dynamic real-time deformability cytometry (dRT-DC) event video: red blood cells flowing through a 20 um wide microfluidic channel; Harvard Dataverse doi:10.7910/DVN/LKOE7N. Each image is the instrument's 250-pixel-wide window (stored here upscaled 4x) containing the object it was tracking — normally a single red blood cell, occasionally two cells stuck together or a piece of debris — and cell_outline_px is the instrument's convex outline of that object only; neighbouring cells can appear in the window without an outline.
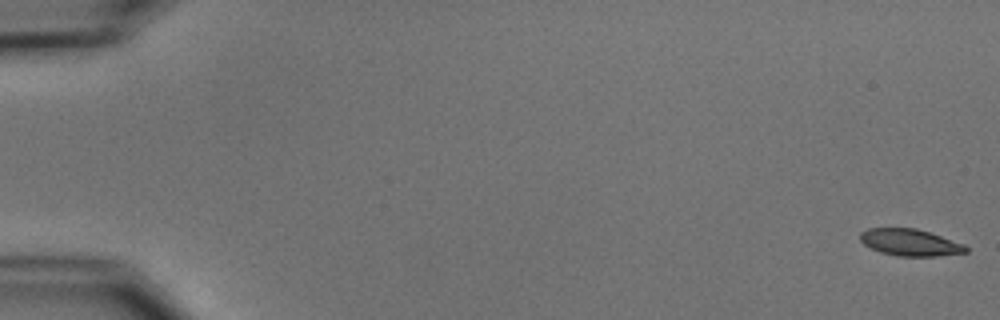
{"species": "common noctule bat (a hibernating species)", "species_latin": "Nyctalus noctula", "temperature_condition": "cold", "stored_images_in_passage": 54, "camera_frame_rate_fps": 3000, "um_per_image_px": 0.085, "animal": {"sex": "male", "body_mass_g": 15.6}, "frame": {"image": 1, "passage_image": 1, "time_ms": 0.0, "image_size_px": [1000, 320], "cell_outline_px": [[968, 252], [936, 256], [896, 256], [880, 252], [864, 244], [860, 240], [860, 232], [868, 228], [916, 228], [964, 244], [968, 248]], "centroid_in_image_um": [77.34, 20.61], "position_along_channel_um": 7.7, "area_um2": 16.42}}
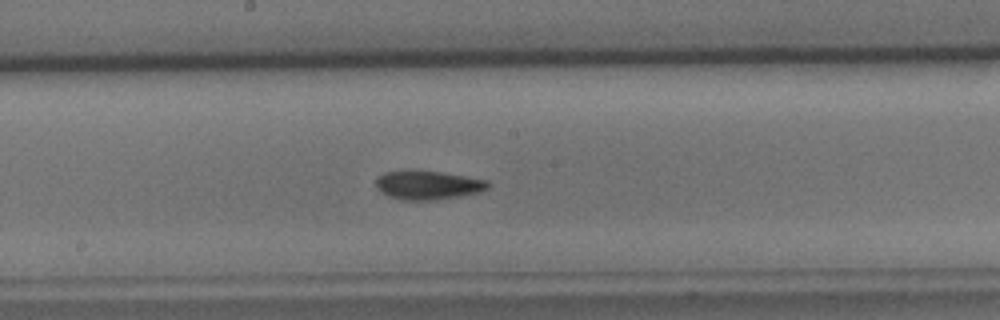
{"frame": {"image": 2, "passage_image": 30, "time_ms": 9.667, "image_size_px": [1000, 320], "cell_outline_px": [[492, 184], [488, 188], [480, 192], [436, 200], [404, 200], [388, 196], [380, 192], [376, 188], [376, 180], [384, 172], [440, 172], [488, 180]], "centroid_in_image_um": [36.41, 15.76], "position_along_channel_um": 211.8, "area_um2": 18.44}}
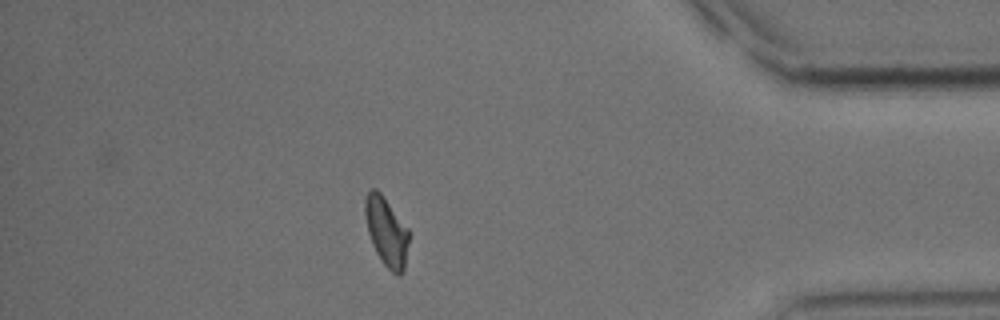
{"frame": {"image": 3, "passage_image": 48, "time_ms": 15.667, "image_size_px": [1000, 320], "cell_outline_px": [[408, 244], [404, 272], [400, 276], [396, 276], [380, 260], [372, 244], [368, 232], [364, 212], [364, 200], [368, 192], [372, 188], [376, 188], [380, 192], [408, 228]], "centroid_in_image_um": [32.84, 19.71], "position_along_channel_um": 402.4, "area_um2": 17.63}, "authors_computed_cell_mechanics": {"area_um2": 17.8891, "velocity_mm_per_s": 3.7498, "shape_relaxation_time_tau1_ms": 4.4434, "shape_relaxation_time_tau2_ms": 2.9124, "deformation_change_tau1": 0.1409, "deformation_change_tau2": 0.0798}}